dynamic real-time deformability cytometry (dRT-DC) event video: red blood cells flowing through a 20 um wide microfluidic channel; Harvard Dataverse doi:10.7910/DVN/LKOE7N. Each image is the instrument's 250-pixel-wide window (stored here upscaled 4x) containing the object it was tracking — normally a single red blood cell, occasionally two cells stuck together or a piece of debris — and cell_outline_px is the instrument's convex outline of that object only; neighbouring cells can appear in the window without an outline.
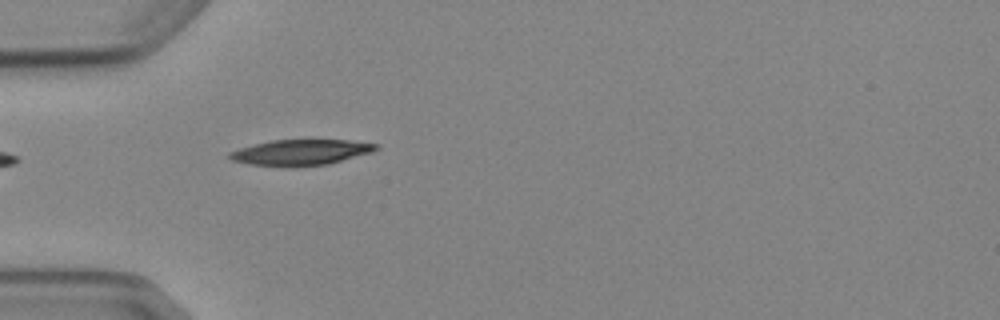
{"species": "Egyptian fruit bat (a non-hibernating species)", "species_latin": "Rousettus aegyptiacus", "temperature_condition": "cold", "stored_images_in_passage": 2, "camera_frame_rate_fps": 3000, "um_per_image_px": 0.085, "animal": {"sex": "female"}, "frame": {"image": 1, "passage_image": 2, "time_ms": 2.0, "image_size_px": [1000, 320], "cell_outline_px": [[380, 148], [372, 152], [328, 164], [296, 168], [284, 168], [248, 164], [232, 160], [228, 156], [228, 152], [240, 148], [272, 140], [348, 140], [380, 144]], "centroid_in_image_um": [25.57, 12.97], "position_along_channel_um": 59.4, "area_um2": 22.31}}